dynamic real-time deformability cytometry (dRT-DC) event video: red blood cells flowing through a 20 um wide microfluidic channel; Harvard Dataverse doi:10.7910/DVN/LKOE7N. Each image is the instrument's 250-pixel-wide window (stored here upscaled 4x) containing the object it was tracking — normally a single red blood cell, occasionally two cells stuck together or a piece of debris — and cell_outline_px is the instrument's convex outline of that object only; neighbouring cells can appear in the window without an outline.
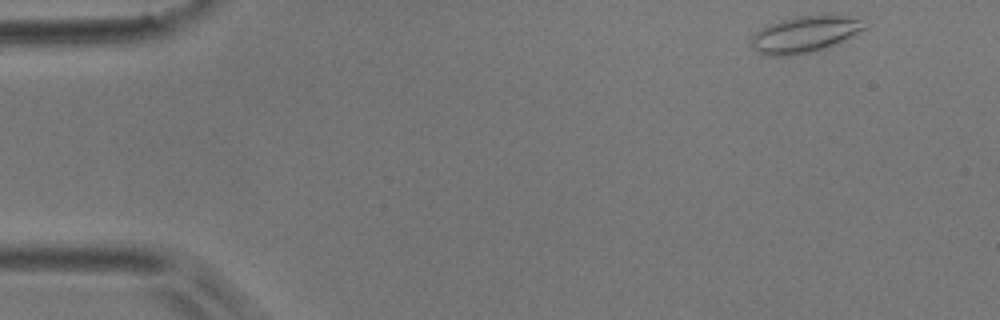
{"species": "common noctule bat (a hibernating species)", "species_latin": "Nyctalus noctula", "temperature_condition": "room temperature", "stored_images_in_passage": 47, "camera_frame_rate_fps": 3000, "um_per_image_px": 0.085, "animal": {"sex": "male", "body_mass_g": 17.9}, "frame": {"image": 1, "passage_image": 1, "time_ms": 0.0, "image_size_px": [1000, 320], "cell_outline_px": [[868, 28], [840, 44], [816, 52], [792, 56], [768, 56], [756, 52], [752, 48], [748, 40], [760, 28], [768, 24], [780, 20], [800, 16], [844, 16], [860, 20]], "centroid_in_image_um": [68.37, 2.97], "position_along_channel_um": 16.6, "area_um2": 24.57}}
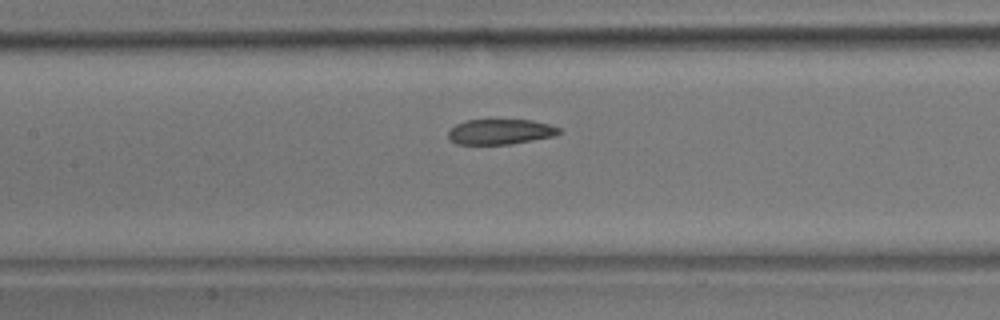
{"frame": {"image": 2, "passage_image": 20, "time_ms": 6.333, "image_size_px": [1000, 320], "cell_outline_px": [[564, 132], [552, 136], [532, 140], [508, 144], [456, 144], [448, 140], [448, 132], [456, 124], [468, 120], [532, 120], [548, 124], [560, 128]], "centroid_in_image_um": [42.52, 11.2], "position_along_channel_um": 164.9, "area_um2": 16.24}}
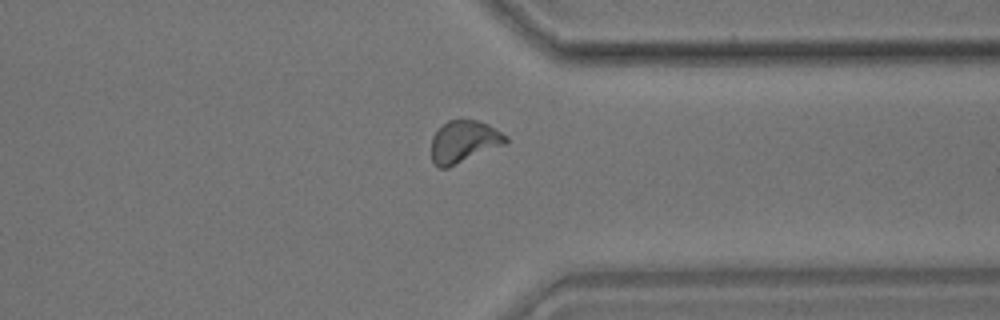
{"frame": {"image": 3, "passage_image": 36, "time_ms": 11.667, "image_size_px": [1000, 320], "cell_outline_px": [[508, 144], [448, 168], [436, 168], [432, 164], [432, 136], [448, 120], [476, 120], [488, 124], [508, 136]], "centroid_in_image_um": [39.46, 12.07], "position_along_channel_um": 371.9, "area_um2": 18.55}, "authors_computed_cell_mechanics": {"area_um2": 18.0914, "velocity_mm_per_s": 3.9328, "shape_relaxation_time_tau1_ms": 5.179, "shape_relaxation_time_tau2_ms": 1.9091, "deformation_change_tau1": 0.1387, "deformation_change_tau2": 0.0675}}